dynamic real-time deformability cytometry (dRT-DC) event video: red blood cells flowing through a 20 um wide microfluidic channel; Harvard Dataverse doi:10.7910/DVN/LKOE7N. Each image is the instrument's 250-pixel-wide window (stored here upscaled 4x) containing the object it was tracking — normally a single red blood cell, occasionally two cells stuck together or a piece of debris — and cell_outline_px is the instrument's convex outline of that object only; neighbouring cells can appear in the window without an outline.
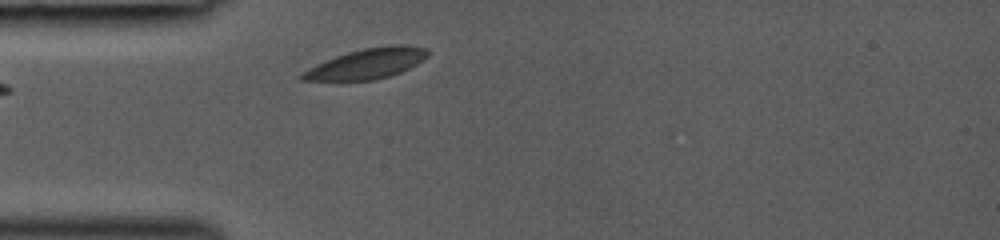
{"species": "common noctule bat (a hibernating species)", "species_latin": "Nyctalus noctula", "temperature_condition": "room temperature", "stored_images_in_passage": 27, "camera_frame_rate_fps": 3000, "um_per_image_px": 0.085, "animal": {"sex": "female", "body_mass_g": 19.0, "forearm_length_mm": 53.3}, "frame": {"image": 1, "passage_image": 1, "time_ms": 0.0, "image_size_px": [1000, 240], "cell_outline_px": [[428, 56], [416, 64], [392, 76], [376, 80], [300, 80], [296, 76], [300, 72], [336, 56], [348, 52], [364, 48], [392, 44], [408, 44], [428, 48]], "centroid_in_image_um": [31.21, 5.4], "position_along_channel_um": 53.8, "area_um2": 22.25}}
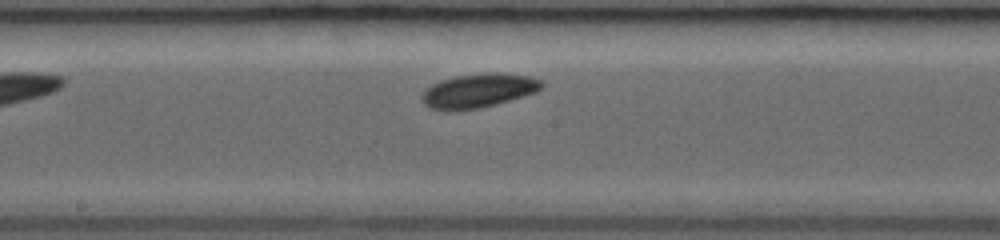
{"frame": {"image": 2, "passage_image": 12, "time_ms": 3.667, "image_size_px": [1000, 240], "cell_outline_px": [[544, 84], [536, 92], [496, 104], [480, 108], [428, 108], [420, 100], [420, 96], [432, 84], [440, 80], [456, 76], [488, 72], [496, 72], [532, 76], [540, 80]], "centroid_in_image_um": [40.7, 7.67], "position_along_channel_um": 207.5, "area_um2": 23.29}}
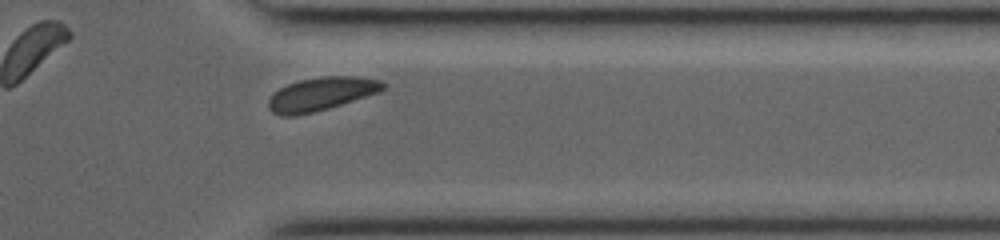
{"frame": {"image": 3, "passage_image": 24, "time_ms": 7.667, "image_size_px": [1000, 240], "cell_outline_px": [[388, 84], [380, 92], [328, 108], [296, 116], [280, 116], [272, 112], [268, 108], [268, 100], [272, 92], [288, 84], [300, 80], [324, 76], [356, 76], [380, 80]], "centroid_in_image_um": [27.29, 7.98], "position_along_channel_um": 384.1, "area_um2": 22.31}}